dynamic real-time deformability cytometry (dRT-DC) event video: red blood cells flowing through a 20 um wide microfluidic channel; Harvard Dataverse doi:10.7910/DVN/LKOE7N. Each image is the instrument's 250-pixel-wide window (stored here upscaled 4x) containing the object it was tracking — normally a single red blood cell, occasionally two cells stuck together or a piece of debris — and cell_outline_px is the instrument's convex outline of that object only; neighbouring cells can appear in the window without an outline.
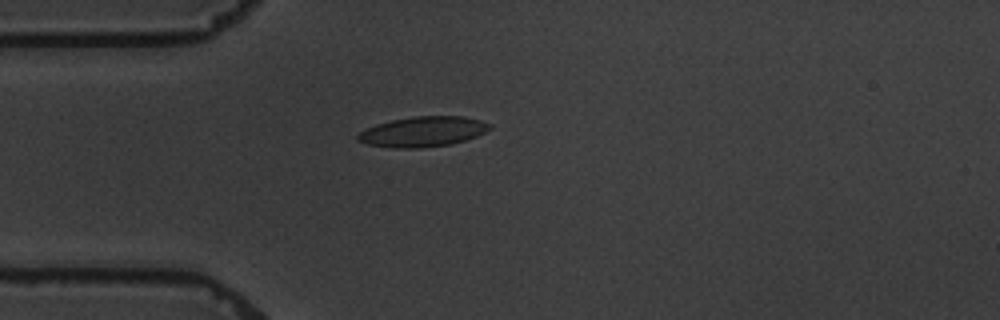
{"species": "common noctule bat (a hibernating species)", "species_latin": "Nyctalus noctula", "temperature_condition": "warm", "stored_images_in_passage": 5, "camera_frame_rate_fps": 3000, "um_per_image_px": 0.085, "animal": {"sex": "male", "body_mass_g": 19.5, "forearm_length_mm": 54.6}, "frame": {"image": 1, "passage_image": 4, "time_ms": 3.333, "image_size_px": [1000, 320], "cell_outline_px": [[492, 128], [476, 136], [452, 144], [420, 148], [392, 148], [368, 144], [356, 140], [356, 136], [360, 132], [376, 124], [392, 120], [412, 116], [464, 116], [480, 120], [492, 124]], "centroid_in_image_um": [35.95, 11.19], "position_along_channel_um": 49.0, "area_um2": 23.24}}